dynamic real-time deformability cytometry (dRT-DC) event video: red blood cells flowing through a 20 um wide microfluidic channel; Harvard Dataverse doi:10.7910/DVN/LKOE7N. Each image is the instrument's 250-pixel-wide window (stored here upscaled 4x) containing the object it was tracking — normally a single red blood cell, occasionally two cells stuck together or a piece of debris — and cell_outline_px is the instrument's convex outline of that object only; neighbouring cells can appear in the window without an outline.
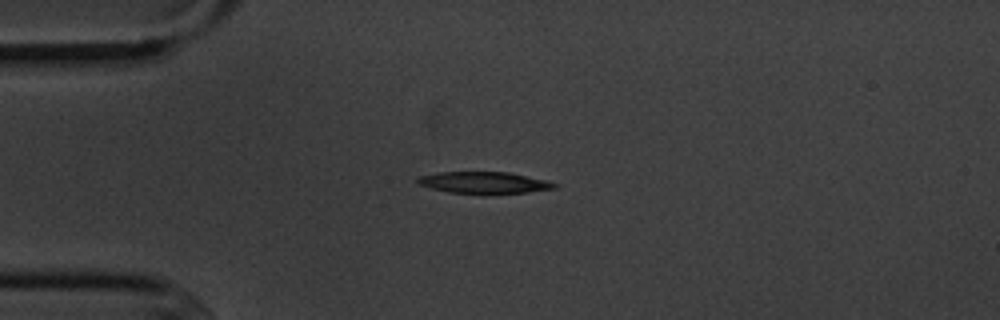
{"species": "common noctule bat (a hibernating species)", "species_latin": "Nyctalus noctula", "temperature_condition": "cold", "stored_images_in_passage": 5, "camera_frame_rate_fps": 3000, "um_per_image_px": 0.085, "animal": {"sex": "male", "body_mass_g": 20.1, "forearm_length_mm": 53.5}, "frame": {"image": 1, "passage_image": 2, "time_ms": 1.0, "image_size_px": [1000, 320], "cell_outline_px": [[560, 184], [556, 188], [528, 192], [448, 192], [432, 188], [420, 184], [416, 180], [416, 176], [440, 172], [508, 172], [548, 180]], "centroid_in_image_um": [41.17, 15.49], "position_along_channel_um": 43.8, "area_um2": 16.82}}
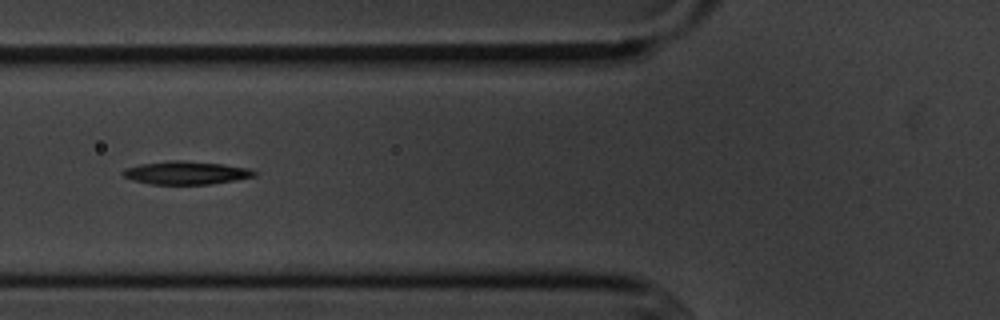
{"frame": {"image": 2, "passage_image": 4, "time_ms": 3.333, "image_size_px": [1000, 320], "cell_outline_px": [[256, 176], [236, 180], [208, 184], [152, 184], [132, 180], [124, 176], [120, 172], [124, 168], [140, 164], [172, 160], [180, 160], [224, 164], [248, 168], [256, 172]], "centroid_in_image_um": [15.79, 14.68], "position_along_channel_um": 110.0, "area_um2": 17.69}}
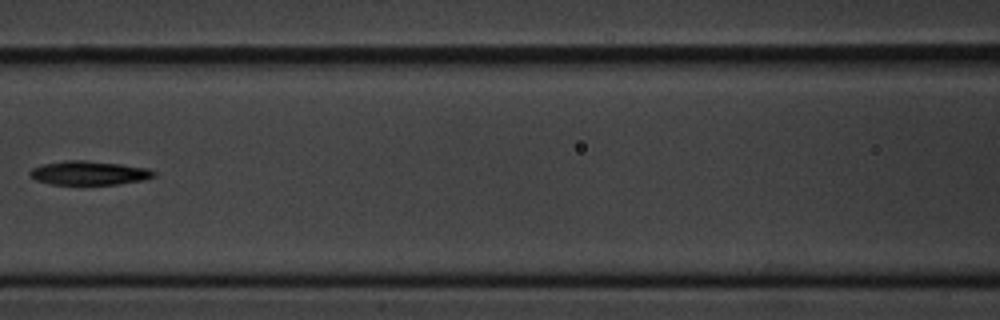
{"frame": {"image": 3, "passage_image": 5, "time_ms": 4.667, "image_size_px": [1000, 320], "cell_outline_px": [[156, 176], [144, 180], [116, 184], [52, 184], [36, 180], [28, 176], [28, 172], [32, 168], [40, 164], [64, 160], [84, 160], [120, 164], [148, 168], [156, 172]], "centroid_in_image_um": [7.53, 14.69], "position_along_channel_um": 159.1, "area_um2": 17.4}}